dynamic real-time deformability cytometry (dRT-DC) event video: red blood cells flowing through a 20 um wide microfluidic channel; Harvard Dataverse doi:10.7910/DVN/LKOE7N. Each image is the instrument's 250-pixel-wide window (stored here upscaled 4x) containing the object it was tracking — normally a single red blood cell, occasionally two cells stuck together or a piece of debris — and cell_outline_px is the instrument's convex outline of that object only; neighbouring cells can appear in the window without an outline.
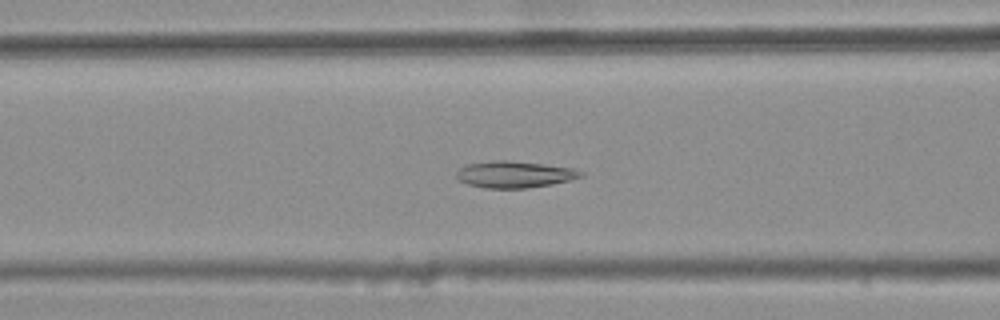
{"species": "common noctule bat (a hibernating species)", "species_latin": "Nyctalus noctula", "temperature_condition": "warm", "stored_images_in_passage": 47, "camera_frame_rate_fps": 3000, "um_per_image_px": 0.085, "animal": {"sex": "female", "body_mass_g": 25.1}, "frame": {"image": 1, "passage_image": 22, "time_ms": 7.0, "image_size_px": [1000, 320], "cell_outline_px": [[584, 176], [552, 184], [528, 188], [484, 188], [468, 184], [460, 180], [456, 176], [456, 172], [460, 168], [468, 164], [492, 160], [508, 160], [544, 164], [572, 168], [584, 172]], "centroid_in_image_um": [43.73, 14.82], "position_along_channel_um": 122.9, "area_um2": 19.25}}
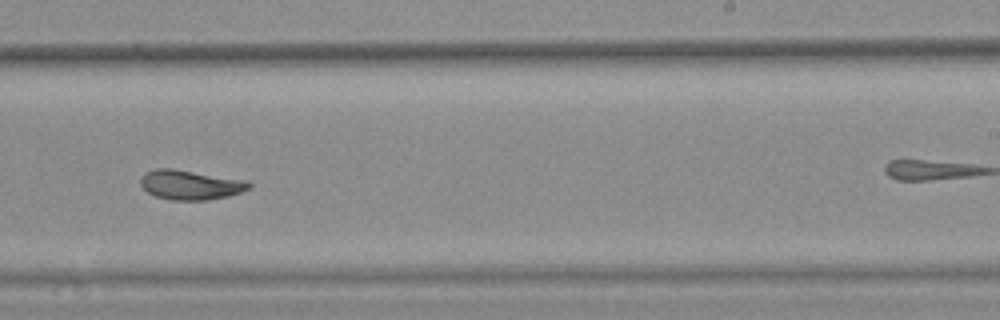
{"frame": {"image": 2, "passage_image": 34, "time_ms": 11.0, "image_size_px": [1000, 320], "cell_outline_px": [[252, 188], [228, 196], [208, 200], [172, 200], [156, 196], [148, 192], [140, 184], [140, 180], [144, 172], [156, 168], [172, 168], [248, 180], [252, 184]], "centroid_in_image_um": [16.21, 15.7], "position_along_channel_um": 272.8, "area_um2": 18.84}}
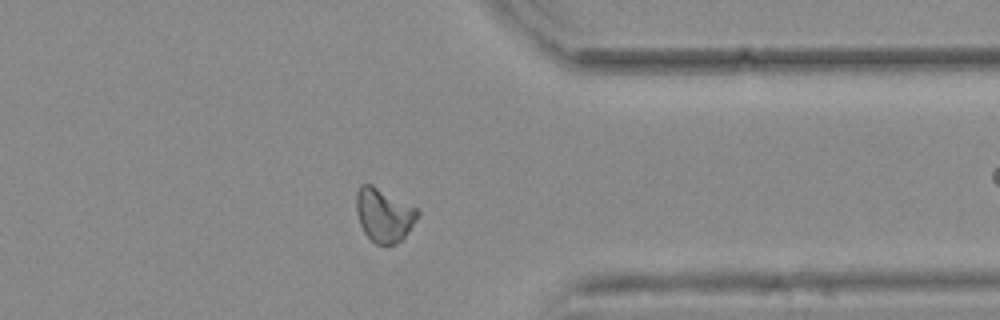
{"frame": {"image": 3, "passage_image": 43, "time_ms": 14.0, "image_size_px": [1000, 320], "cell_outline_px": [[420, 212], [404, 236], [396, 244], [388, 248], [376, 244], [364, 232], [360, 224], [356, 212], [356, 192], [360, 184], [372, 184], [416, 208]], "centroid_in_image_um": [32.59, 18.29], "position_along_channel_um": 378.8, "area_um2": 19.07}, "authors_computed_cell_mechanics": {"area_um2": 19.074, "velocity_mm_per_s": 3.7551, "shape_relaxation_time_tau1_ms": null, "shape_relaxation_time_tau2_ms": 2.68, "deformation_change_tau1": null, "deformation_change_tau2": 0.0771}}